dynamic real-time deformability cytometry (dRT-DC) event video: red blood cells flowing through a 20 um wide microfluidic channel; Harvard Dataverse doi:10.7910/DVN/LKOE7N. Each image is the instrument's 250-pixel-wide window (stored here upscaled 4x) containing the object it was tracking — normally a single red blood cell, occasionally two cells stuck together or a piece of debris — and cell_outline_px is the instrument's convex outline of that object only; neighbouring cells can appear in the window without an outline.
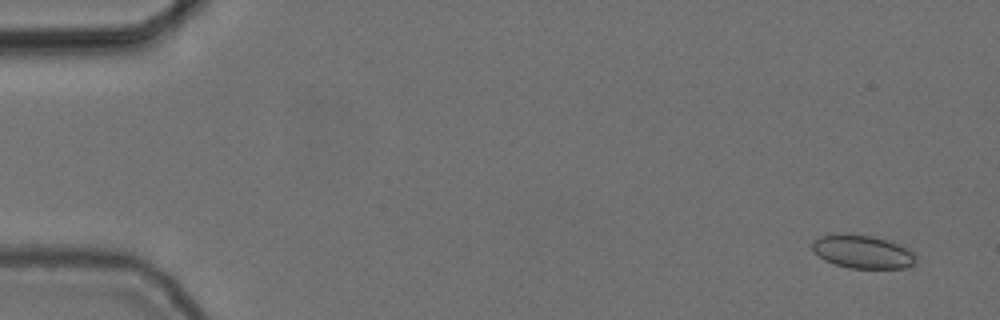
{"species": "common noctule bat (a hibernating species)", "species_latin": "Nyctalus noctula", "temperature_condition": "cold", "stored_images_in_passage": 57, "camera_frame_rate_fps": 3000, "um_per_image_px": 0.085, "animal": {"sex": "female", "body_mass_g": 24.6, "forearm_length_mm": 56.2}, "frame": {"image": 1, "passage_image": 4, "time_ms": 1.0, "image_size_px": [1000, 320], "cell_outline_px": [[916, 264], [904, 268], [852, 268], [836, 264], [824, 260], [812, 248], [812, 240], [820, 236], [872, 236], [896, 244], [912, 252], [916, 256]], "centroid_in_image_um": [73.34, 21.44], "position_along_channel_um": 11.7, "area_um2": 19.19}}
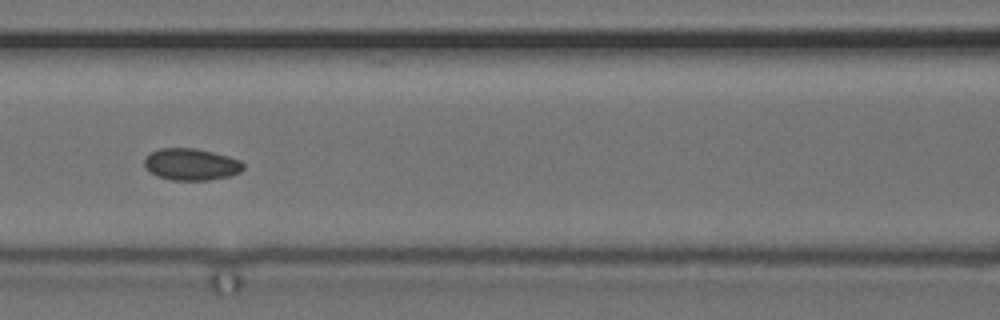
{"frame": {"image": 2, "passage_image": 26, "time_ms": 8.333, "image_size_px": [1000, 320], "cell_outline_px": [[244, 168], [240, 172], [228, 176], [208, 180], [172, 180], [156, 176], [144, 168], [144, 160], [152, 152], [160, 148], [196, 148], [228, 156], [240, 160], [244, 164]], "centroid_in_image_um": [16.24, 13.97], "position_along_channel_um": 150.4, "area_um2": 18.32}}
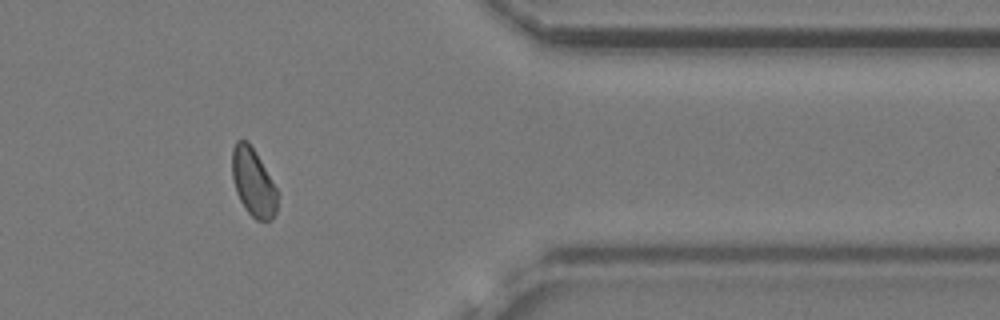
{"frame": {"image": 3, "passage_image": 47, "time_ms": 15.333, "image_size_px": [1000, 320], "cell_outline_px": [[276, 212], [272, 220], [256, 220], [248, 212], [240, 200], [236, 192], [232, 176], [232, 148], [236, 140], [248, 140], [256, 152], [276, 188]], "centroid_in_image_um": [21.5, 15.47], "position_along_channel_um": 389.9, "area_um2": 17.74}, "authors_computed_cell_mechanics": {"area_um2": 18.5538, "velocity_mm_per_s": 3.7053, "shape_relaxation_time_tau1_ms": null, "shape_relaxation_time_tau2_ms": 5.1335, "deformation_change_tau1": null, "deformation_change_tau2": 0.0761}}